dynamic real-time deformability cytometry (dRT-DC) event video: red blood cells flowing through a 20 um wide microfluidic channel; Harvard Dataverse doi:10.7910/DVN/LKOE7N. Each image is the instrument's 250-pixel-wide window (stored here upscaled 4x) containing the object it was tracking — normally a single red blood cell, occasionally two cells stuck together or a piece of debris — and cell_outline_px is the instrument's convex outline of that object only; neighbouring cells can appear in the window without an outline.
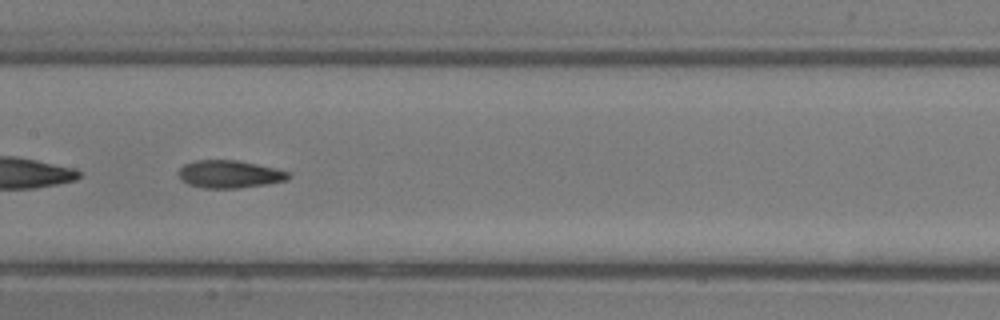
{"species": "common noctule bat (a hibernating species)", "species_latin": "Nyctalus noctula", "temperature_condition": "room temperature", "stored_images_in_passage": 49, "segment_of_instrument_passage": [2, 2], "camera_frame_rate_fps": 3000, "um_per_image_px": 0.085, "animal": {"sex": "male", "body_mass_g": 13.3}, "frame": {"image": 1, "passage_image": 24, "time_ms": 7.667, "image_size_px": [1000, 320], "cell_outline_px": [[292, 176], [288, 180], [268, 184], [236, 188], [204, 188], [188, 184], [180, 180], [180, 168], [184, 164], [196, 160], [236, 160], [276, 168], [292, 172]], "centroid_in_image_um": [19.56, 14.8], "position_along_channel_um": 187.8, "area_um2": 17.8}}
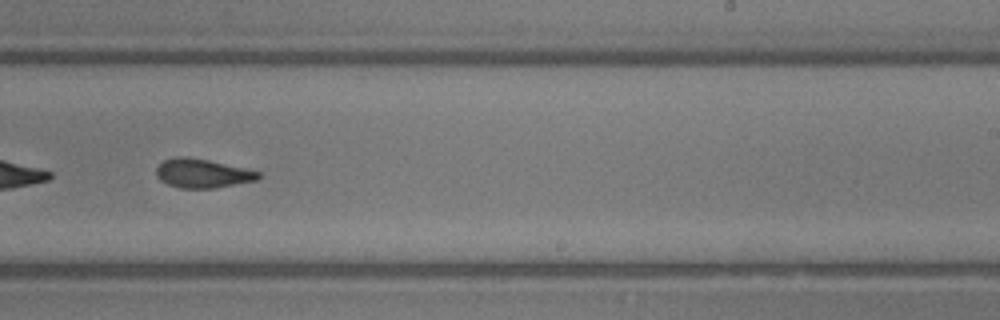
{"frame": {"image": 2, "passage_image": 30, "time_ms": 9.667, "image_size_px": [1000, 320], "cell_outline_px": [[260, 176], [256, 180], [216, 188], [180, 188], [168, 184], [160, 180], [156, 176], [156, 168], [164, 160], [176, 156], [188, 156], [208, 160], [260, 172]], "centroid_in_image_um": [17.16, 14.73], "position_along_channel_um": 271.8, "area_um2": 17.11}}
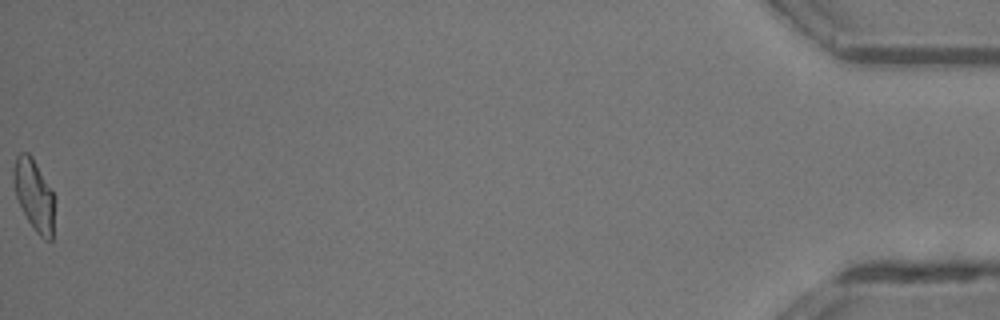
{"frame": {"image": 3, "passage_image": 49, "time_ms": 16.0, "image_size_px": [1000, 320], "cell_outline_px": [[52, 240], [44, 240], [36, 232], [28, 220], [16, 196], [12, 172], [12, 168], [16, 156], [20, 152], [28, 152], [32, 156], [52, 192]], "centroid_in_image_um": [2.84, 16.52], "position_along_channel_um": 432.4, "area_um2": 16.42}}